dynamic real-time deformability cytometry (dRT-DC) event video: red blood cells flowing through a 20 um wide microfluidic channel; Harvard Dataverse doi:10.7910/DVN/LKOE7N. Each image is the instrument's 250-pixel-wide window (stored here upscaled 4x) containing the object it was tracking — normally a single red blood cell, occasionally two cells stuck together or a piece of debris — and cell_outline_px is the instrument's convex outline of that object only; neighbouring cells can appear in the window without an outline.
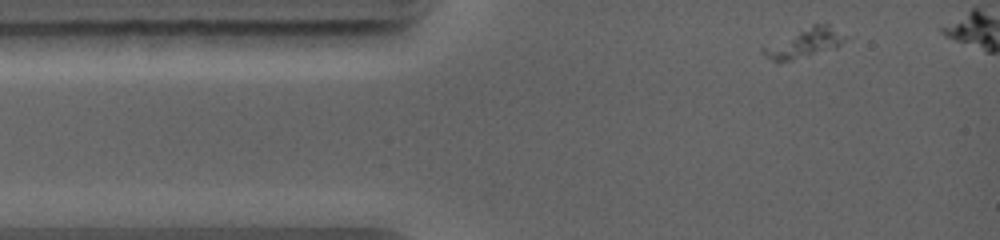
{"species": "common noctule bat (a hibernating species)", "species_latin": "Nyctalus noctula", "temperature_condition": "warm", "stored_images_in_passage": 3, "camera_frame_rate_fps": 5000, "um_per_image_px": 0.085, "animal": {"sex": "female", "body_mass_g": 19.0, "forearm_length_mm": 56.7}, "frame": {"image": 1, "passage_image": 1, "time_ms": 0.0, "image_size_px": [1000, 240], "cell_outline_px": [[840, 44], [836, 48], [776, 64], [760, 48], [812, 24], [828, 24], [840, 40]], "centroid_in_image_um": [68.22, 3.7], "position_along_channel_um": 16.8, "area_um2": 13.01}}